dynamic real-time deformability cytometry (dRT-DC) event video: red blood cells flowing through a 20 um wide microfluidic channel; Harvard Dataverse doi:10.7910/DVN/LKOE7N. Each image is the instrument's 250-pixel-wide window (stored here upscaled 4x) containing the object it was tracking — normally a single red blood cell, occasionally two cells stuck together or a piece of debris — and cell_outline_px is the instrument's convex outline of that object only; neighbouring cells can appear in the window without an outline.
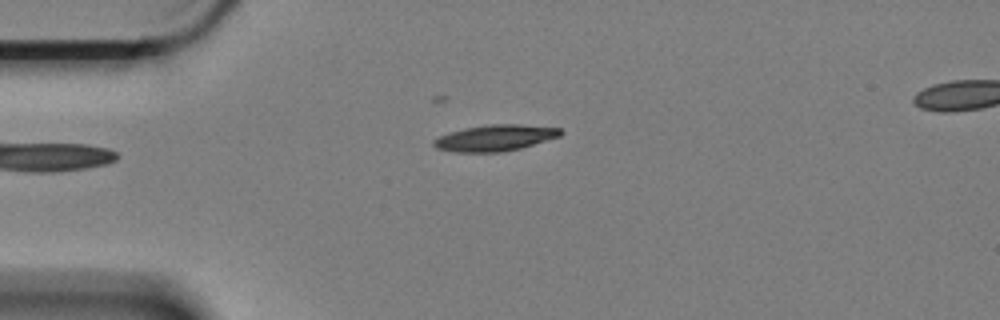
{"species": "Egyptian fruit bat (a non-hibernating species)", "species_latin": "Rousettus aegyptiacus", "temperature_condition": "cold", "stored_images_in_passage": 40, "camera_frame_rate_fps": 3000, "um_per_image_px": 0.085, "animal": {"sex": "female"}, "frame": {"image": 1, "passage_image": 2, "time_ms": 0.333, "image_size_px": [1000, 320], "cell_outline_px": [[564, 132], [560, 136], [520, 148], [500, 152], [456, 152], [436, 148], [432, 144], [432, 140], [440, 136], [464, 128], [488, 124], [520, 124], [560, 128]], "centroid_in_image_um": [42.08, 11.71], "position_along_channel_um": 42.9, "area_um2": 19.25}}
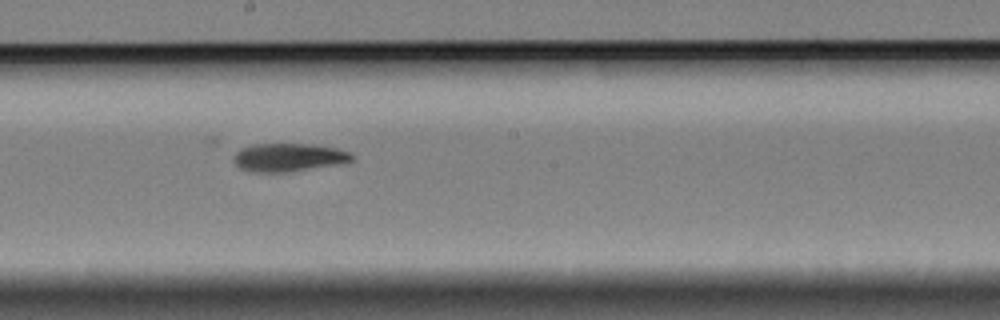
{"frame": {"image": 2, "passage_image": 20, "time_ms": 6.333, "image_size_px": [1000, 320], "cell_outline_px": [[352, 160], [344, 164], [284, 172], [252, 172], [240, 168], [236, 164], [236, 152], [240, 148], [252, 144], [316, 144], [336, 148], [352, 152]], "centroid_in_image_um": [24.59, 13.37], "position_along_channel_um": 223.6, "area_um2": 19.48}}
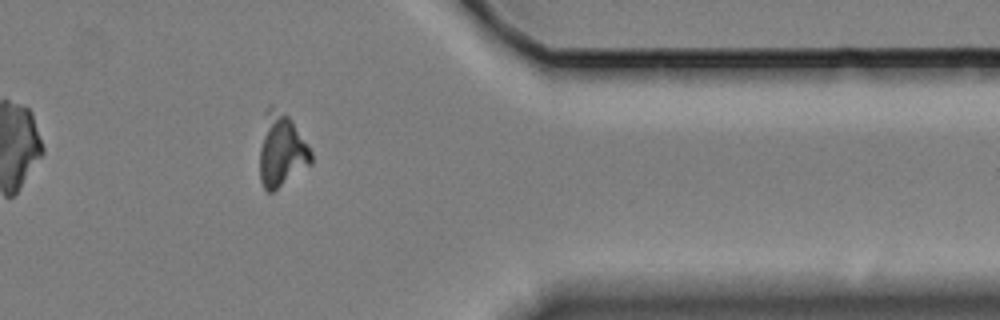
{"frame": {"image": 3, "passage_image": 36, "time_ms": 11.667, "image_size_px": [1000, 320], "cell_outline_px": [[312, 164], [272, 192], [268, 192], [264, 188], [260, 180], [260, 148], [264, 112], [268, 104], [272, 104], [288, 116], [292, 120], [312, 152]], "centroid_in_image_um": [23.91, 12.74], "position_along_channel_um": 387.5, "area_um2": 22.14}}